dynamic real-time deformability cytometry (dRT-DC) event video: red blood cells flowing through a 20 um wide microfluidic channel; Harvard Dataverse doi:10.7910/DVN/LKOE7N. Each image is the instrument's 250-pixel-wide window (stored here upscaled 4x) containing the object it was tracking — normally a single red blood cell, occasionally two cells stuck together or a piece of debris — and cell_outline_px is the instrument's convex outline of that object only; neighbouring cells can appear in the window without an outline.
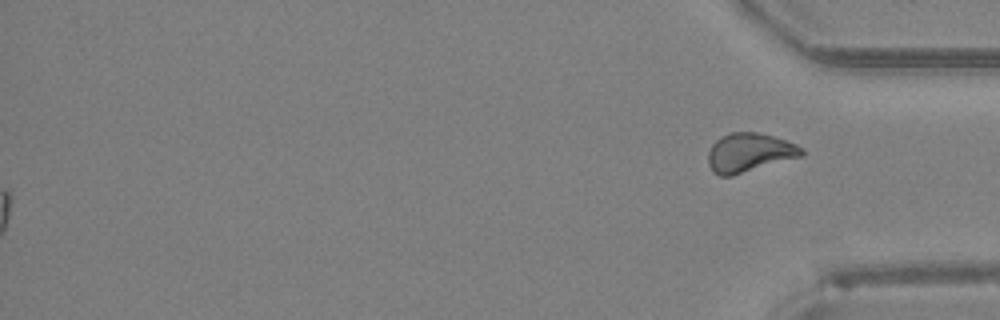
{"species": "Egyptian fruit bat (a non-hibernating species)", "species_latin": "Rousettus aegyptiacus", "temperature_condition": "room temperature", "stored_images_in_passage": 34, "segment_of_instrument_passage": [2, 2], "camera_frame_rate_fps": 3000, "um_per_image_px": 0.085, "animal": {"sex": "female"}, "frame": {"image": 1, "passage_image": 34, "time_ms": 11.0, "image_size_px": [1000, 320], "cell_outline_px": [[804, 156], [732, 176], [720, 176], [712, 172], [708, 164], [708, 152], [712, 144], [720, 136], [732, 132], [756, 132], [772, 136], [796, 144], [804, 148]], "centroid_in_image_um": [63.69, 12.98], "position_along_channel_um": 371.5, "area_um2": 21.44}}